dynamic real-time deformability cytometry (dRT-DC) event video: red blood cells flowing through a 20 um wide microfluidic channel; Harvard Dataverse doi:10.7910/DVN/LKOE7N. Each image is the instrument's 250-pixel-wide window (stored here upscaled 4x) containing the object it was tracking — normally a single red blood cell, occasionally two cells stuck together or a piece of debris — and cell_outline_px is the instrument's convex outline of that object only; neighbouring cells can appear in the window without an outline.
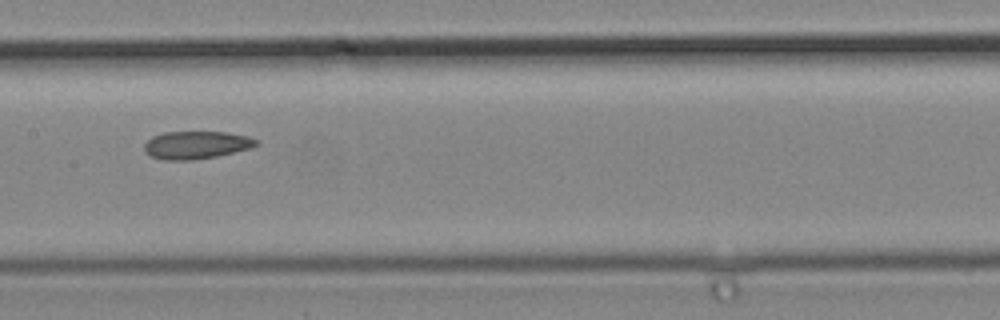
{"species": "common noctule bat (a hibernating species)", "species_latin": "Nyctalus noctula", "temperature_condition": "cold", "stored_images_in_passage": 6, "camera_frame_rate_fps": 3000, "um_per_image_px": 0.085, "animal": {"sex": "male", "body_mass_g": 19.2, "forearm_length_mm": 51.8}, "frame": {"image": 1, "passage_image": 5, "time_ms": 1.333, "image_size_px": [1000, 320], "cell_outline_px": [[260, 144], [252, 148], [216, 156], [192, 160], [164, 160], [148, 156], [144, 152], [144, 144], [152, 136], [164, 132], [224, 132], [248, 136], [256, 140]], "centroid_in_image_um": [16.65, 12.33], "position_along_channel_um": 190.8, "area_um2": 18.21}}
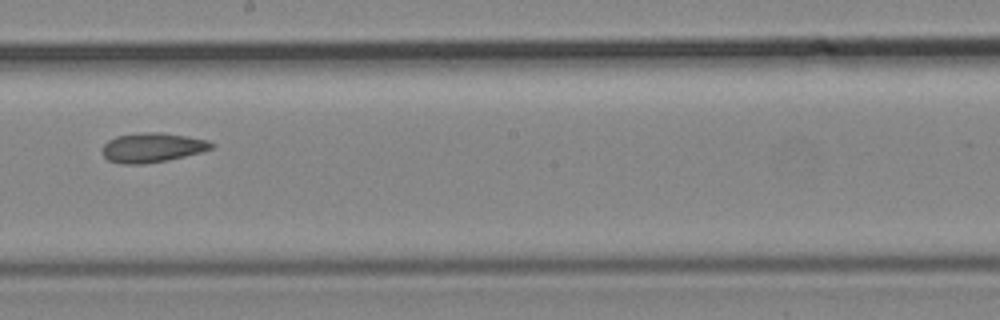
{"frame": {"image": 2, "passage_image": 6, "time_ms": 1.667, "image_size_px": [1000, 320], "cell_outline_px": [[216, 144], [212, 148], [200, 152], [168, 160], [144, 164], [120, 164], [108, 160], [100, 152], [100, 148], [108, 140], [116, 136], [144, 132], [160, 132], [208, 140]], "centroid_in_image_um": [12.89, 12.55], "position_along_channel_um": 235.3, "area_um2": 18.84}}